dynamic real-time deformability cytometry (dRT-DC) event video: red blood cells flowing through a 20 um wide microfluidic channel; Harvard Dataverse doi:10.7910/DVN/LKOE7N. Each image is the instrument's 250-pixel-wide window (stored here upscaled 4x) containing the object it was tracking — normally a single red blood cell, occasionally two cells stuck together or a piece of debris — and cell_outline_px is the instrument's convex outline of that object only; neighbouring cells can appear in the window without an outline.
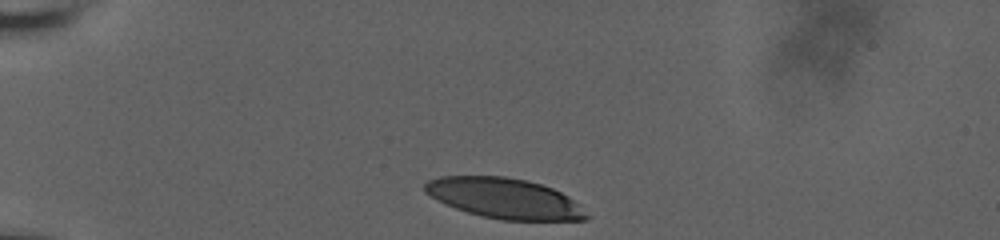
{"species": "human", "species_latin": "Homo sapiens", "temperature_condition": "room temperature", "stored_images_in_passage": 32, "camera_frame_rate_fps": 3000, "um_per_image_px": 0.085, "donor": {"sex": "male"}, "frame": {"image": 1, "passage_image": 1, "time_ms": 0.0, "image_size_px": [1000, 240], "cell_outline_px": [[592, 216], [588, 220], [500, 220], [480, 216], [456, 208], [424, 192], [424, 184], [428, 180], [440, 176], [504, 176], [524, 180], [540, 184], [552, 188], [568, 196]], "centroid_in_image_um": [42.91, 16.86], "position_along_channel_um": 42.1, "area_um2": 37.8}}
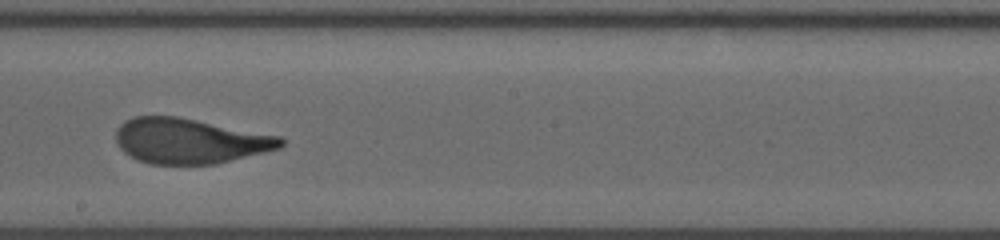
{"frame": {"image": 2, "passage_image": 20, "time_ms": 6.667, "image_size_px": [1000, 240], "cell_outline_px": [[284, 144], [280, 148], [216, 164], [148, 164], [124, 152], [116, 144], [116, 128], [124, 120], [132, 116], [176, 116], [280, 136], [284, 140]], "centroid_in_image_um": [16.09, 11.97], "position_along_channel_um": 232.1, "area_um2": 43.35}}
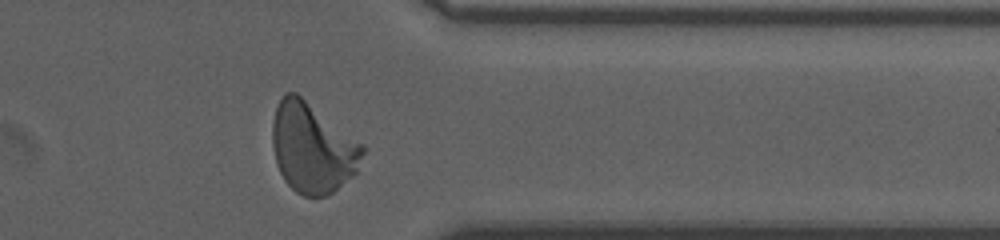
{"frame": {"image": 3, "passage_image": 32, "time_ms": 11.0, "image_size_px": [1000, 240], "cell_outline_px": [[364, 152], [356, 172], [352, 176], [332, 192], [324, 196], [304, 196], [296, 192], [284, 180], [276, 164], [272, 144], [272, 124], [276, 108], [284, 92], [296, 92], [364, 144]], "centroid_in_image_um": [26.55, 12.56], "position_along_channel_um": 384.9, "area_um2": 47.16}, "authors_computed_cell_mechanics": {"area_um2": 43.6968, "velocity_mm_per_s": 3.6459, "shape_relaxation_time_tau1_ms": 4.4395, "shape_relaxation_time_tau2_ms": 0.9488, "deformation_change_tau1": 0.2186, "deformation_change_tau2": 0.0821}}